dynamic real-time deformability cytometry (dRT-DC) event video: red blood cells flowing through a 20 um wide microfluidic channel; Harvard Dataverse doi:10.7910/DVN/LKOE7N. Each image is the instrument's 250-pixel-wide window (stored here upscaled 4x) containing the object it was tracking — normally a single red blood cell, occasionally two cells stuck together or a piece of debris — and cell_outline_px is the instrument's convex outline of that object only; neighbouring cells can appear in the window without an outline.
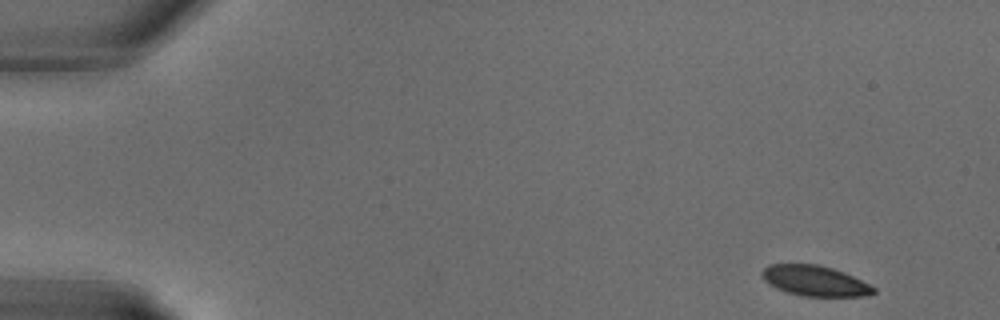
{"species": "common noctule bat (a hibernating species)", "species_latin": "Nyctalus noctula", "temperature_condition": "warm", "stored_images_in_passage": 28, "camera_frame_rate_fps": 3000, "um_per_image_px": 0.085, "animal": {"sex": "male", "body_mass_g": 18.8}, "frame": {"image": 1, "passage_image": 1, "time_ms": 0.0, "image_size_px": [1000, 320], "cell_outline_px": [[876, 292], [864, 296], [804, 296], [788, 292], [776, 288], [768, 284], [764, 280], [760, 272], [768, 264], [816, 264], [832, 268], [844, 272], [876, 288]], "centroid_in_image_um": [69.23, 23.86], "position_along_channel_um": 15.8, "area_um2": 19.65}}
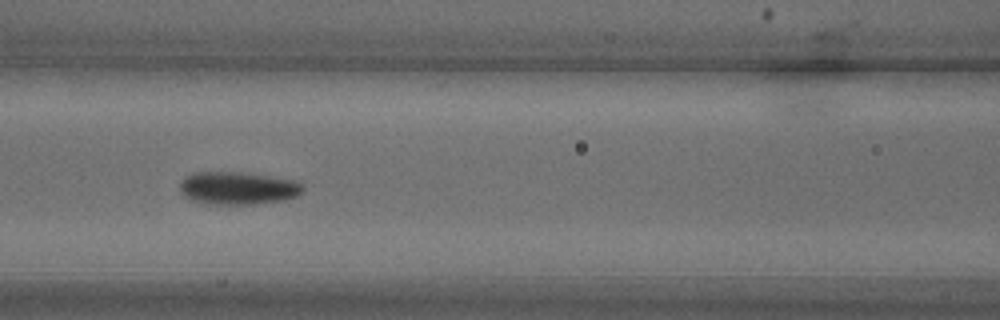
{"frame": {"image": 2, "passage_image": 12, "time_ms": 3.667, "image_size_px": [1000, 320], "cell_outline_px": [[304, 192], [296, 196], [284, 200], [256, 204], [208, 204], [192, 200], [184, 196], [180, 192], [180, 180], [184, 176], [192, 172], [244, 172], [300, 180], [304, 184]], "centroid_in_image_um": [20.25, 15.98], "position_along_channel_um": 146.3, "area_um2": 24.1}}
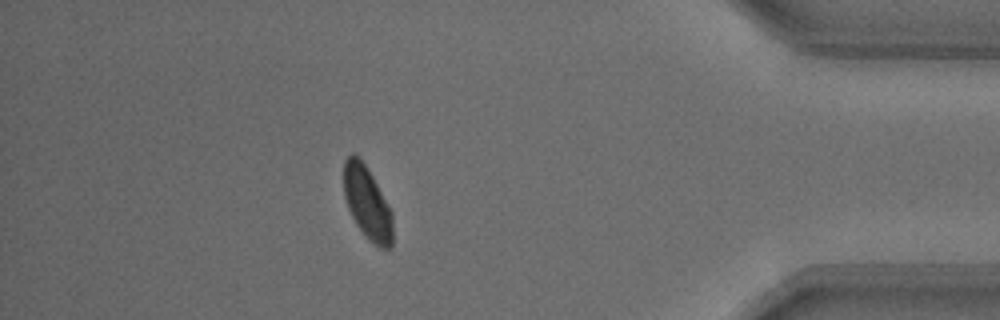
{"frame": {"image": 3, "passage_image": 25, "time_ms": 8.0, "image_size_px": [1000, 320], "cell_outline_px": [[392, 248], [380, 248], [372, 244], [364, 236], [356, 224], [348, 208], [344, 196], [344, 160], [352, 152], [364, 164], [372, 176], [392, 212]], "centroid_in_image_um": [31.21, 17.3], "position_along_channel_um": 404.0, "area_um2": 20.63}}